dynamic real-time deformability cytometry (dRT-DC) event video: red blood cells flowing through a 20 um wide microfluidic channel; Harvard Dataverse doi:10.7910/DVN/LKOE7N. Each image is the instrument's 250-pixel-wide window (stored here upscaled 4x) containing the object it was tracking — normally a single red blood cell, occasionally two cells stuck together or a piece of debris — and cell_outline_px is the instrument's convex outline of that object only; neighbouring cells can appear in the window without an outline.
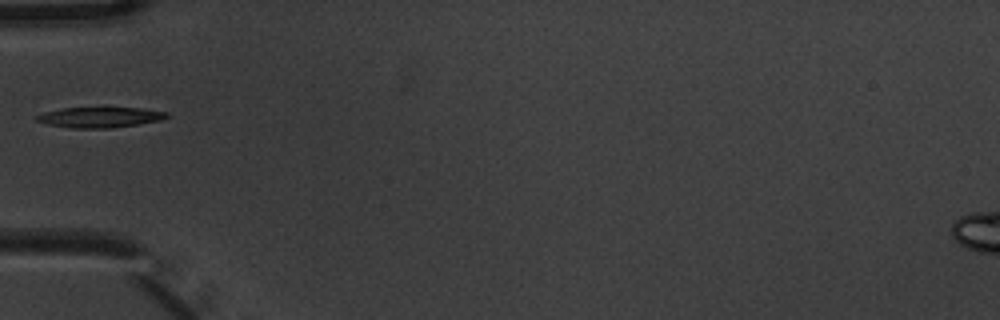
{"species": "common noctule bat (a hibernating species)", "species_latin": "Nyctalus noctula", "temperature_condition": "warm", "stored_images_in_passage": 1, "camera_frame_rate_fps": 3000, "um_per_image_px": 0.085, "animal": {"sex": "male", "body_mass_g": 20.1, "forearm_length_mm": 53.5}, "frame": {"image": 1, "passage_image": 1, "time_ms": 0.0, "image_size_px": [1000, 320], "cell_outline_px": [[168, 116], [160, 120], [112, 128], [72, 128], [48, 124], [36, 120], [32, 116], [44, 112], [60, 108], [104, 104], [144, 108], [168, 112]], "centroid_in_image_um": [8.47, 9.9], "position_along_channel_um": 76.5, "area_um2": 16.65}}